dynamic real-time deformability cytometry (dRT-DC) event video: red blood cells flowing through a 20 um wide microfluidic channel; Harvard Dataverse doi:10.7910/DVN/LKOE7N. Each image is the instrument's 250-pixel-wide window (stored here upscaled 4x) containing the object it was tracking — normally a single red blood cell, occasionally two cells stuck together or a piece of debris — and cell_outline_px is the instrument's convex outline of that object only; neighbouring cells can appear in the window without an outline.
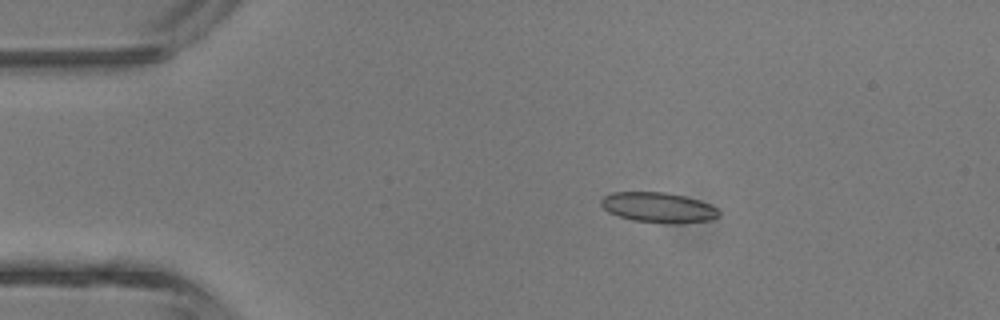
{"species": "common noctule bat (a hibernating species)", "species_latin": "Nyctalus noctula", "temperature_condition": "room temperature", "stored_images_in_passage": 4, "camera_frame_rate_fps": 3000, "um_per_image_px": 0.085, "animal": {"sex": "male", "body_mass_g": 13.3}, "frame": {"image": 1, "passage_image": 3, "time_ms": 2.333, "image_size_px": [1000, 320], "cell_outline_px": [[720, 216], [712, 220], [676, 224], [632, 220], [608, 212], [600, 204], [600, 200], [604, 196], [612, 192], [664, 192], [684, 196], [700, 200], [716, 208], [720, 212]], "centroid_in_image_um": [55.97, 17.64], "position_along_channel_um": 29.0, "area_um2": 20.75}}
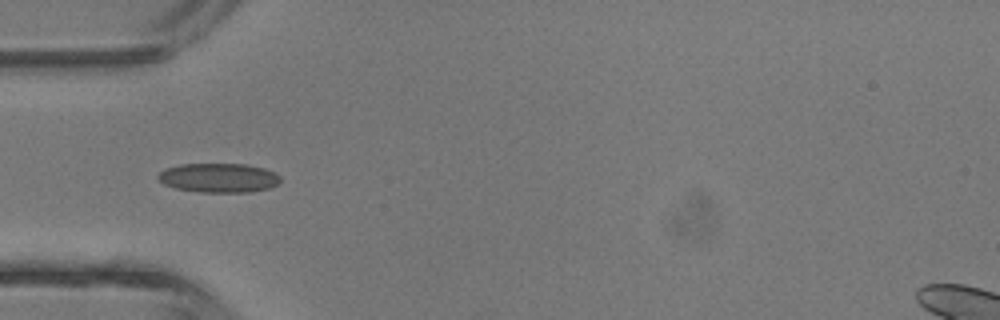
{"frame": {"image": 2, "passage_image": 4, "time_ms": 4.333, "image_size_px": [1000, 320], "cell_outline_px": [[280, 180], [276, 184], [268, 188], [248, 192], [200, 192], [176, 188], [164, 184], [156, 176], [164, 168], [180, 164], [244, 164], [264, 168], [280, 176]], "centroid_in_image_um": [18.55, 15.11], "position_along_channel_um": 66.5, "area_um2": 20.69}}